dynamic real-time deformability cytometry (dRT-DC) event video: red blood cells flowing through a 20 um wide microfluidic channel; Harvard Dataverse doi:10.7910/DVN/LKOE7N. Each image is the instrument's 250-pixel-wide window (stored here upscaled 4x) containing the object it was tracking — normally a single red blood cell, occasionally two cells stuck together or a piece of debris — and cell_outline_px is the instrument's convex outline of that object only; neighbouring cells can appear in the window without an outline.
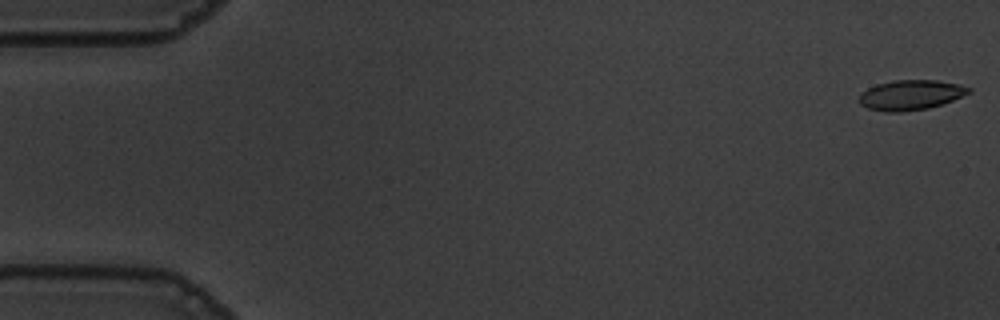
{"species": "common noctule bat (a hibernating species)", "species_latin": "Nyctalus noctula", "temperature_condition": "warm", "stored_images_in_passage": 56, "camera_frame_rate_fps": 3000, "um_per_image_px": 0.085, "animal": {"sex": "male", "body_mass_g": 19.5, "forearm_length_mm": 54.6}, "frame": {"image": 1, "passage_image": 1, "time_ms": 0.0, "image_size_px": [1000, 320], "cell_outline_px": [[972, 92], [952, 100], [928, 108], [900, 112], [884, 112], [868, 108], [860, 104], [856, 100], [860, 92], [876, 84], [892, 80], [936, 80], [956, 84], [972, 88]], "centroid_in_image_um": [77.34, 8.07], "position_along_channel_um": 7.7, "area_um2": 19.25}}
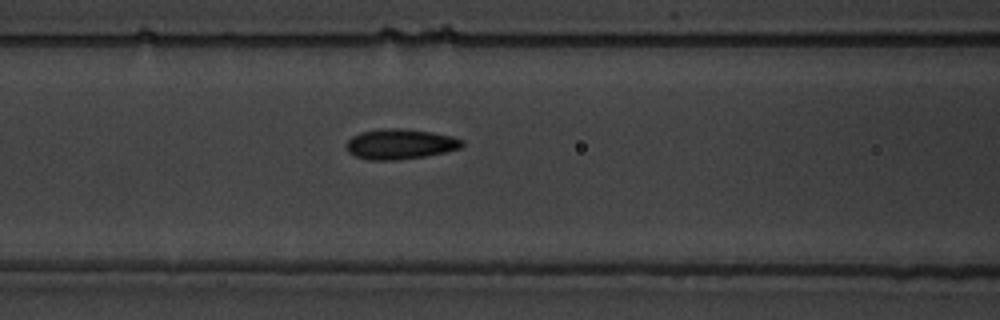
{"frame": {"image": 2, "passage_image": 23, "time_ms": 7.333, "image_size_px": [1000, 320], "cell_outline_px": [[464, 144], [460, 148], [444, 152], [424, 156], [396, 160], [368, 160], [356, 156], [348, 152], [344, 148], [344, 144], [352, 136], [360, 132], [380, 128], [400, 128], [432, 132], [452, 136], [464, 140]], "centroid_in_image_um": [33.97, 12.24], "position_along_channel_um": 132.6, "area_um2": 20.58}}
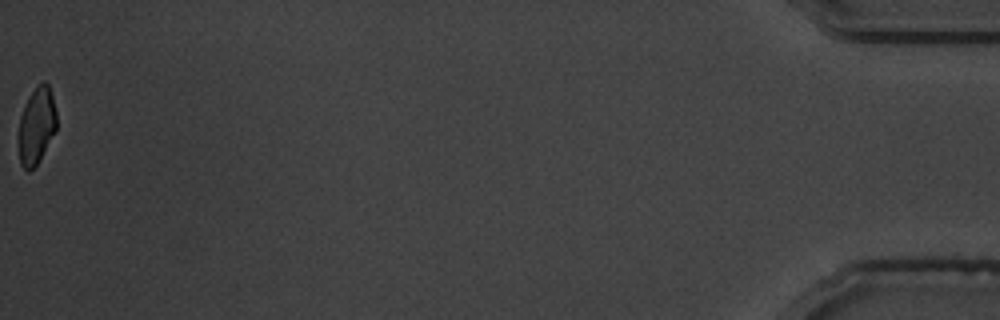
{"frame": {"image": 3, "passage_image": 56, "time_ms": 18.333, "image_size_px": [1000, 320], "cell_outline_px": [[56, 128], [40, 160], [28, 172], [20, 164], [20, 116], [24, 104], [28, 96], [36, 84], [44, 80], [48, 84], [52, 96], [56, 112]], "centroid_in_image_um": [3.11, 10.62], "position_along_channel_um": 432.1, "area_um2": 16.76}, "authors_computed_cell_mechanics": {"area_um2": 19.3919, "velocity_mm_per_s": 3.6255, "shape_relaxation_time_tau1_ms": 3.8603, "shape_relaxation_time_tau2_ms": 1.5601, "deformation_change_tau1": 0.1525, "deformation_change_tau2": 0.0881}}